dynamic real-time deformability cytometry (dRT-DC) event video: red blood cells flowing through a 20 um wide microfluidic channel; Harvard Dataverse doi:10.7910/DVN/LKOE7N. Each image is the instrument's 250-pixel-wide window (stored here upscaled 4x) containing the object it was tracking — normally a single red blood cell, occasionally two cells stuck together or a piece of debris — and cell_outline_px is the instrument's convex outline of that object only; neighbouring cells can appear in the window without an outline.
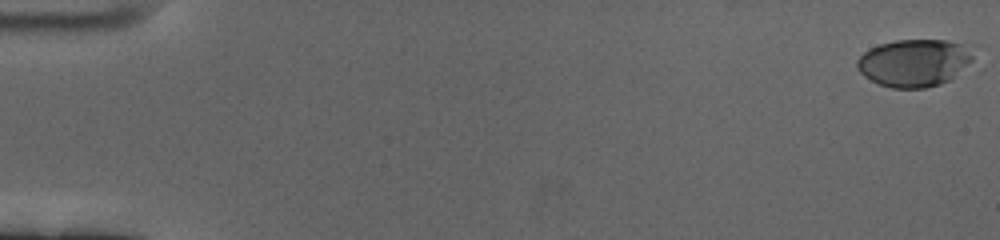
{"species": "human", "species_latin": "Homo sapiens", "temperature_condition": "cold", "stored_images_in_passage": 61, "camera_frame_rate_fps": 3000, "um_per_image_px": 0.085, "donor": {"sex": "female"}, "frame": {"image": 1, "passage_image": 1, "time_ms": 0.0, "image_size_px": [1000, 240], "cell_outline_px": [[972, 60], [948, 80], [940, 84], [924, 88], [892, 88], [880, 84], [864, 76], [856, 68], [856, 60], [864, 52], [880, 44], [896, 40], [948, 40], [972, 44]], "centroid_in_image_um": [77.71, 5.31], "position_along_channel_um": 7.3, "area_um2": 32.08}}
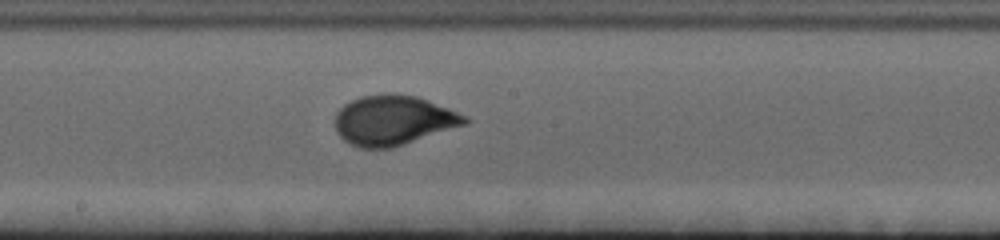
{"frame": {"image": 2, "passage_image": 34, "time_ms": 11.0, "image_size_px": [1000, 240], "cell_outline_px": [[468, 124], [392, 148], [360, 148], [344, 140], [336, 132], [336, 112], [344, 104], [360, 96], [416, 96], [428, 100], [448, 108], [464, 116], [468, 120]], "centroid_in_image_um": [33.43, 10.26], "position_along_channel_um": 214.8, "area_um2": 36.88}}
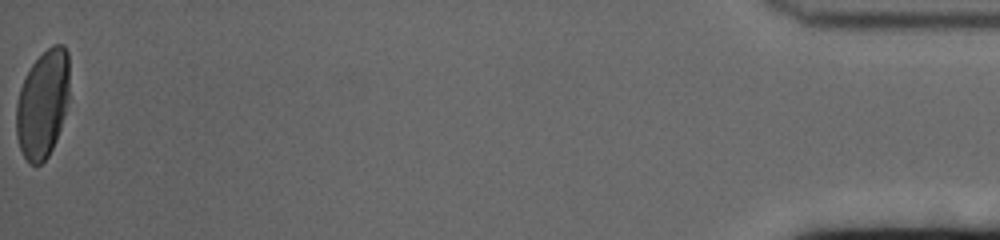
{"frame": {"image": 3, "passage_image": 61, "time_ms": 20.0, "image_size_px": [1000, 240], "cell_outline_px": [[68, 100], [60, 128], [56, 140], [48, 156], [40, 164], [28, 164], [20, 148], [16, 136], [16, 104], [20, 88], [32, 64], [52, 44], [64, 44], [68, 52]], "centroid_in_image_um": [3.62, 8.84], "position_along_channel_um": 431.6, "area_um2": 33.23}, "authors_computed_cell_mechanics": {"area_um2": 35.6048, "velocity_mm_per_s": 3.4126, "shape_relaxation_time_tau1_ms": 4.483, "shape_relaxation_time_tau2_ms": null, "deformation_change_tau1": 0.1866, "deformation_change_tau2": null}}